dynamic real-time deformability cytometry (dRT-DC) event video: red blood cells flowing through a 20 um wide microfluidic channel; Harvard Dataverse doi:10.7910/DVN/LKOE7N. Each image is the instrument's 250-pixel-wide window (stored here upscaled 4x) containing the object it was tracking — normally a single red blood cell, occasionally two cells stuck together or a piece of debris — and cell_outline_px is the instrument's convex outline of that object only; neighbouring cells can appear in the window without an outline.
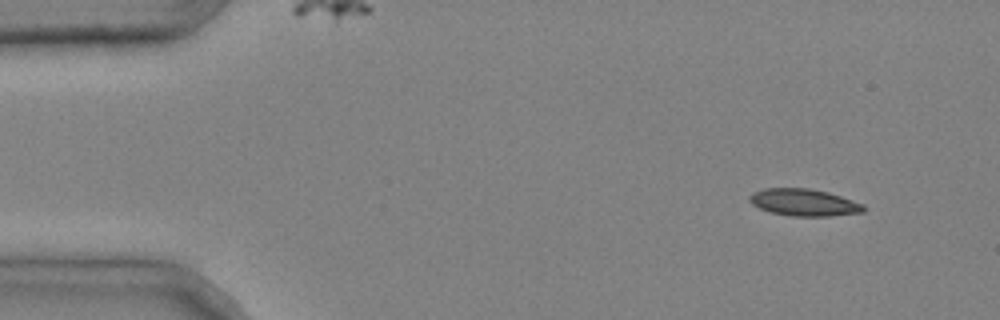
{"species": "common noctule bat (a hibernating species)", "species_latin": "Nyctalus noctula", "temperature_condition": "cold", "stored_images_in_passage": 5, "camera_frame_rate_fps": 3000, "um_per_image_px": 0.085, "animal": {"sex": "male", "body_mass_g": 20.4}, "frame": {"image": 1, "passage_image": 1, "time_ms": 0.0, "image_size_px": [1000, 320], "cell_outline_px": [[864, 212], [828, 216], [792, 216], [768, 212], [752, 204], [748, 200], [748, 196], [752, 192], [764, 188], [808, 188], [828, 192], [864, 204]], "centroid_in_image_um": [68.29, 17.2], "position_along_channel_um": 16.7, "area_um2": 18.03}}
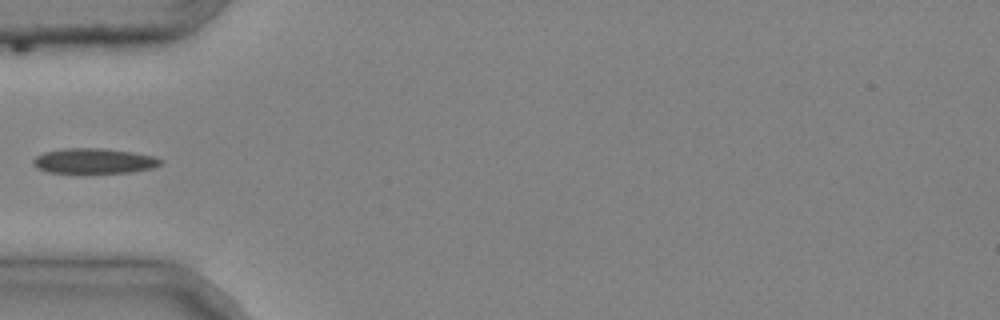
{"frame": {"image": 2, "passage_image": 4, "time_ms": 1.0, "image_size_px": [1000, 320], "cell_outline_px": [[160, 164], [152, 168], [132, 172], [84, 176], [80, 176], [48, 172], [36, 168], [32, 164], [32, 160], [36, 156], [44, 152], [64, 148], [108, 148], [132, 152], [152, 156], [160, 160]], "centroid_in_image_um": [7.9, 13.73], "position_along_channel_um": 77.1, "area_um2": 19.77}}